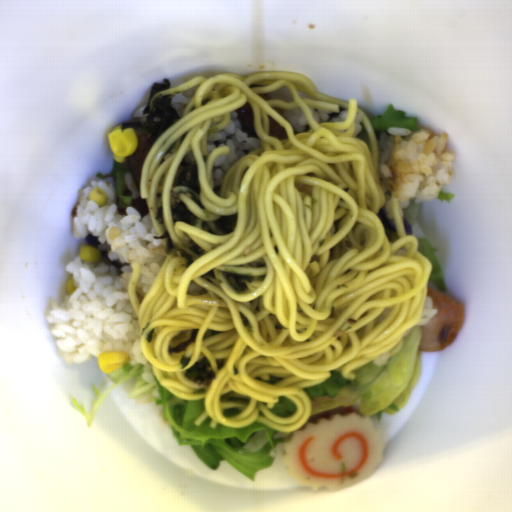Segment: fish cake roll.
<instances>
[{"instance_id":"obj_1","label":"fish cake roll","mask_w":512,"mask_h":512,"mask_svg":"<svg viewBox=\"0 0 512 512\" xmlns=\"http://www.w3.org/2000/svg\"><path fill=\"white\" fill-rule=\"evenodd\" d=\"M382 430L356 405L313 415L283 442L286 475L299 487L337 492L369 478L382 463Z\"/></svg>"}]
</instances>
